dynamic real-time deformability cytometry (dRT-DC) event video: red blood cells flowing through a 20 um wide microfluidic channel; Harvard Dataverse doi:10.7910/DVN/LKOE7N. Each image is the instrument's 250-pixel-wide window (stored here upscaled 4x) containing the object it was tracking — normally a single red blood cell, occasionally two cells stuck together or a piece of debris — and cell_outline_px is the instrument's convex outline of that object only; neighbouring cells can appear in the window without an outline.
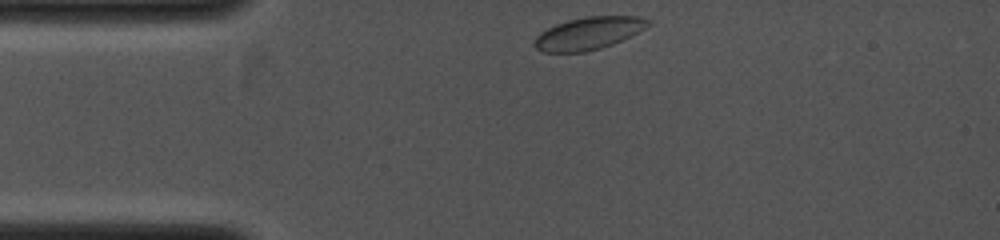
{"species": "common noctule bat (a hibernating species)", "species_latin": "Nyctalus noctula", "temperature_condition": "cold", "stored_images_in_passage": 5, "camera_frame_rate_fps": 4000, "um_per_image_px": 0.085, "animal": {"sex": "female", "body_mass_g": 19.0, "forearm_length_mm": 53.3}, "frame": {"image": 1, "passage_image": 1, "time_ms": 0.0, "image_size_px": [1000, 240], "cell_outline_px": [[652, 24], [612, 44], [600, 48], [584, 52], [540, 52], [536, 48], [536, 36], [540, 32], [556, 24], [568, 20], [588, 16], [640, 16], [652, 20]], "centroid_in_image_um": [50.04, 2.82], "position_along_channel_um": 35.0, "area_um2": 21.27}}
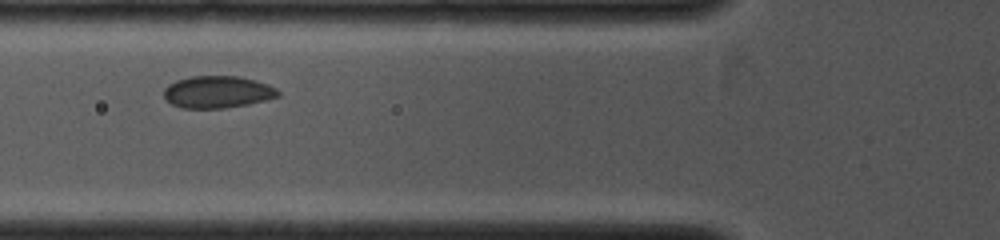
{"frame": {"image": 2, "passage_image": 4, "time_ms": 2.0, "image_size_px": [1000, 240], "cell_outline_px": [[280, 96], [248, 104], [224, 108], [180, 108], [172, 104], [164, 96], [164, 88], [168, 84], [176, 80], [192, 76], [240, 76], [268, 84], [276, 88], [280, 92]], "centroid_in_image_um": [18.49, 7.81], "position_along_channel_um": 107.3, "area_um2": 21.39}}